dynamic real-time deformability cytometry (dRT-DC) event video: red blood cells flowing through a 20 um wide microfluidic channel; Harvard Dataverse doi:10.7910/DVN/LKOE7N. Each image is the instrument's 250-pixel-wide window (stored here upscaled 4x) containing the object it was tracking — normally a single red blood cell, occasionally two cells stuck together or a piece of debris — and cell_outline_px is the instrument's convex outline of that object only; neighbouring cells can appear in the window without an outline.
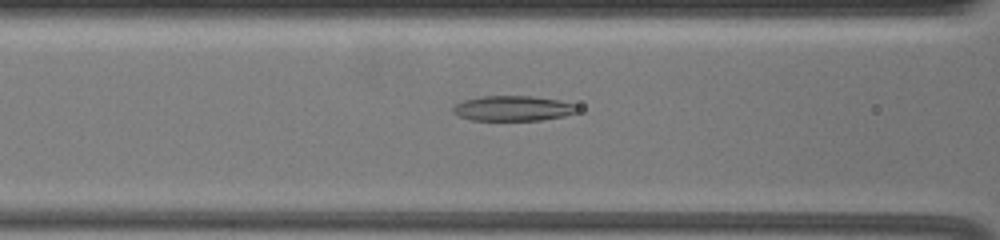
{"species": "common noctule bat (a hibernating species)", "species_latin": "Nyctalus noctula", "temperature_condition": "warm", "stored_images_in_passage": 67, "segment_of_instrument_passage": [2, 2], "camera_frame_rate_fps": 3000, "um_per_image_px": 0.085, "animal": {"sex": "female", "body_mass_g": 19.5, "forearm_length_mm": 54.1}, "frame": {"image": 1, "passage_image": 33, "time_ms": 10.667, "image_size_px": [1000, 240], "cell_outline_px": [[580, 112], [564, 116], [540, 120], [472, 120], [456, 116], [452, 112], [452, 108], [456, 104], [464, 100], [480, 96], [532, 96], [560, 100], [572, 104]], "centroid_in_image_um": [43.56, 9.21], "position_along_channel_um": 123.0, "area_um2": 18.26}}
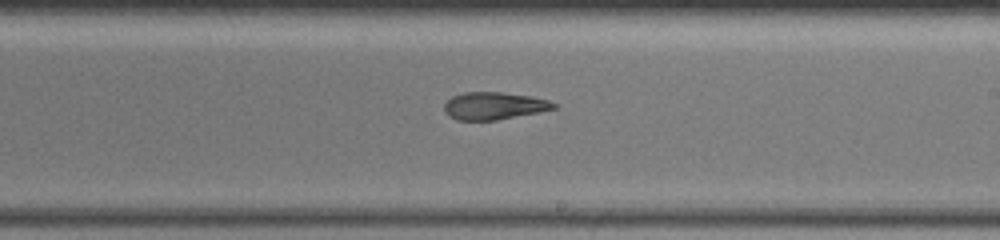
{"frame": {"image": 2, "passage_image": 44, "time_ms": 14.333, "image_size_px": [1000, 240], "cell_outline_px": [[560, 108], [540, 112], [496, 120], [456, 120], [448, 116], [444, 112], [444, 104], [452, 96], [464, 92], [500, 92], [532, 96], [548, 100], [560, 104]], "centroid_in_image_um": [42.04, 9.0], "position_along_channel_um": 247.0, "area_um2": 17.8}}
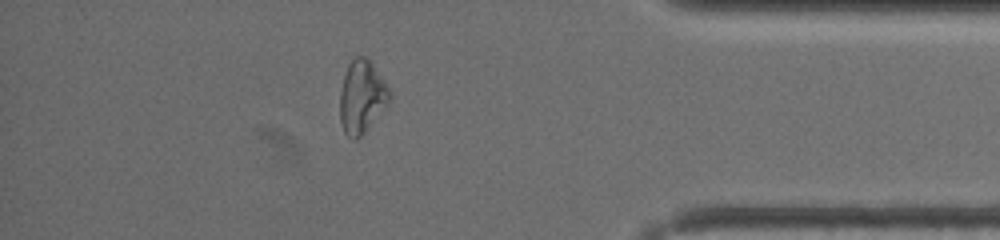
{"frame": {"image": 3, "passage_image": 60, "time_ms": 19.667, "image_size_px": [1000, 240], "cell_outline_px": [[392, 96], [388, 104], [368, 128], [356, 140], [352, 140], [344, 132], [340, 120], [340, 92], [344, 76], [348, 64], [356, 56], [364, 56], [372, 64], [392, 92]], "centroid_in_image_um": [30.76, 8.25], "position_along_channel_um": 404.4, "area_um2": 20.92}}